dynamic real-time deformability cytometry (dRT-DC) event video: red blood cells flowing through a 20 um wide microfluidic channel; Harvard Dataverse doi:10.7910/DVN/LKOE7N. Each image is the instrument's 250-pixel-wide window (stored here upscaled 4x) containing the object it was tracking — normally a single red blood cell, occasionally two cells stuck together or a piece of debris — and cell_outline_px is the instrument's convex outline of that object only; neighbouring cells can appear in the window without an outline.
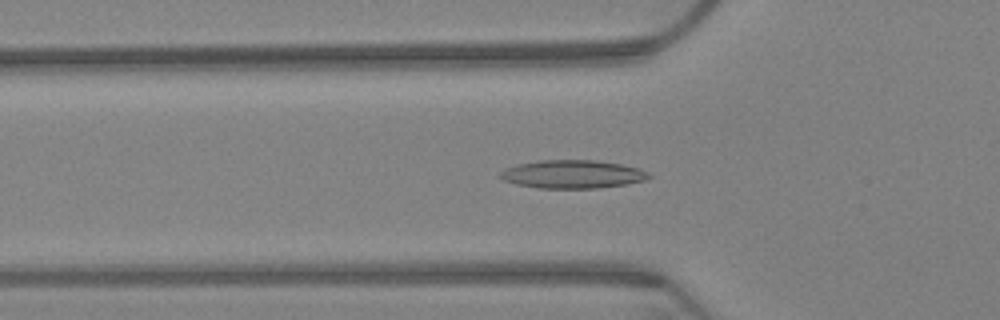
{"species": "Egyptian fruit bat (a non-hibernating species)", "species_latin": "Rousettus aegyptiacus", "temperature_condition": "warm", "stored_images_in_passage": 64, "camera_frame_rate_fps": 3000, "um_per_image_px": 0.085, "animal": {"sex": "female"}, "frame": {"image": 1, "passage_image": 22, "time_ms": 7.0, "image_size_px": [1000, 320], "cell_outline_px": [[652, 176], [644, 180], [624, 184], [600, 188], [540, 188], [516, 184], [504, 180], [500, 176], [500, 172], [504, 168], [520, 164], [540, 160], [596, 160], [620, 164], [640, 168], [648, 172]], "centroid_in_image_um": [48.67, 14.8], "position_along_channel_um": 77.1, "area_um2": 24.33}}
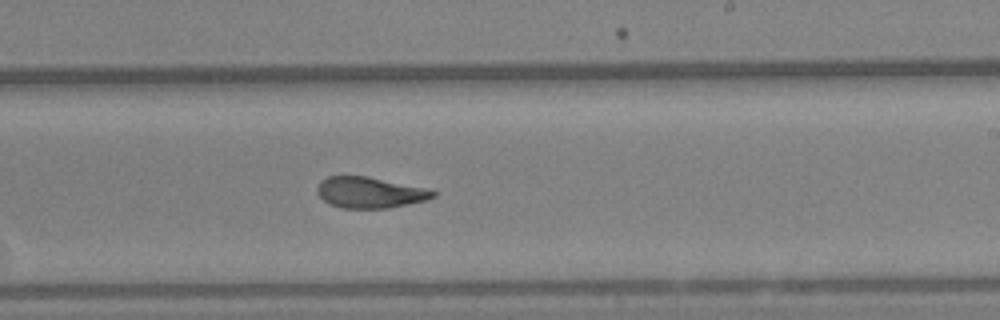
{"frame": {"image": 2, "passage_image": 39, "time_ms": 12.667, "image_size_px": [1000, 320], "cell_outline_px": [[436, 196], [428, 200], [388, 208], [344, 208], [332, 204], [324, 200], [316, 192], [316, 188], [320, 180], [328, 176], [368, 176], [420, 188], [436, 192]], "centroid_in_image_um": [31.38, 16.36], "position_along_channel_um": 257.6, "area_um2": 20.58}}
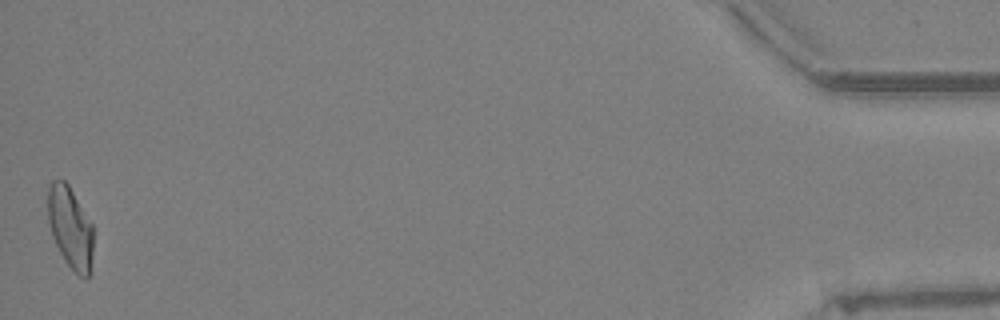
{"frame": {"image": 3, "passage_image": 64, "time_ms": 21.0, "image_size_px": [1000, 320], "cell_outline_px": [[92, 252], [88, 280], [80, 276], [64, 260], [56, 244], [48, 224], [48, 188], [52, 180], [64, 180], [68, 184], [92, 224]], "centroid_in_image_um": [5.96, 19.33], "position_along_channel_um": 429.2, "area_um2": 21.27}, "authors_computed_cell_mechanics": {"area_um2": 22.2819, "velocity_mm_per_s": 3.1883, "shape_relaxation_time_tau1_ms": 9.0942, "shape_relaxation_time_tau2_ms": 1.555, "deformation_change_tau1": 0.2312, "deformation_change_tau2": 0.0963}}